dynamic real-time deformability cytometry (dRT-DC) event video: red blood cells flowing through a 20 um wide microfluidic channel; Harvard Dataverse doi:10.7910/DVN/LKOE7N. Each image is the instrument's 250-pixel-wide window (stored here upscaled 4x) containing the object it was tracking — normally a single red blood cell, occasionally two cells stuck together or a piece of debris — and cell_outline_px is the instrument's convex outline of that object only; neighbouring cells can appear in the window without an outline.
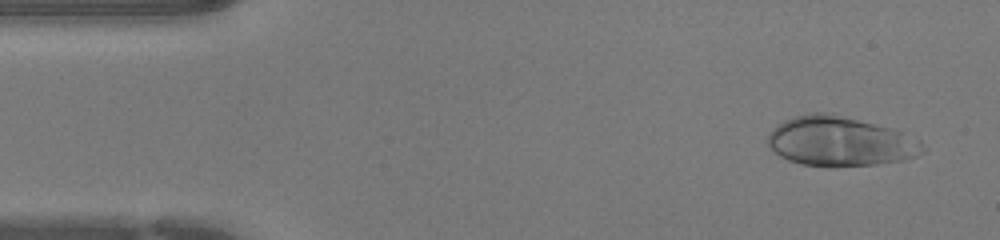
{"species": "human", "species_latin": "Homo sapiens", "temperature_condition": "warm", "stored_images_in_passage": 43, "camera_frame_rate_fps": 3000, "um_per_image_px": 0.085, "donor": {"sex": "female"}, "frame": {"image": 1, "passage_image": 2, "time_ms": 0.333, "image_size_px": [1000, 240], "cell_outline_px": [[924, 152], [916, 156], [900, 160], [876, 164], [836, 168], [828, 168], [800, 164], [788, 160], [772, 152], [768, 144], [768, 132], [776, 124], [784, 120], [796, 116], [812, 112], [828, 112], [888, 128], [900, 132], [920, 140]], "centroid_in_image_um": [71.32, 12.04], "position_along_channel_um": 13.7, "area_um2": 44.91}}
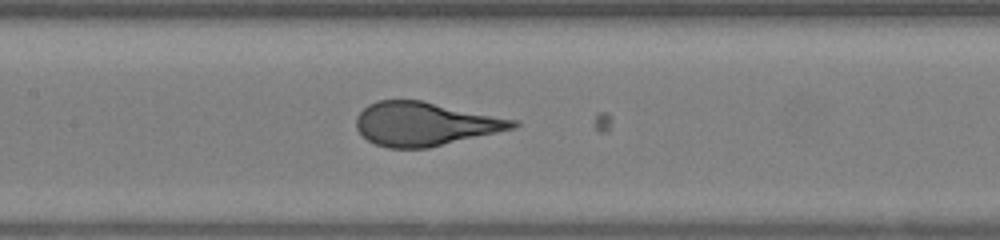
{"frame": {"image": 2, "passage_image": 19, "time_ms": 6.0, "image_size_px": [1000, 240], "cell_outline_px": [[520, 124], [516, 128], [428, 148], [388, 148], [376, 144], [368, 140], [356, 128], [356, 116], [368, 104], [376, 100], [420, 100], [520, 120]], "centroid_in_image_um": [36.14, 10.53], "position_along_channel_um": 171.3, "area_um2": 39.94}}
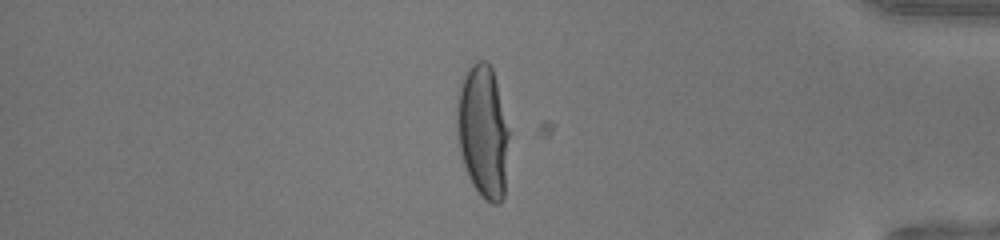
{"frame": {"image": 3, "passage_image": 36, "time_ms": 11.667, "image_size_px": [1000, 240], "cell_outline_px": [[512, 132], [504, 196], [500, 204], [492, 204], [484, 200], [480, 196], [472, 184], [468, 176], [460, 152], [456, 132], [456, 96], [460, 80], [464, 72], [476, 60], [488, 60], [492, 68]], "centroid_in_image_um": [41.08, 11.16], "position_along_channel_um": 394.1, "area_um2": 42.25}}